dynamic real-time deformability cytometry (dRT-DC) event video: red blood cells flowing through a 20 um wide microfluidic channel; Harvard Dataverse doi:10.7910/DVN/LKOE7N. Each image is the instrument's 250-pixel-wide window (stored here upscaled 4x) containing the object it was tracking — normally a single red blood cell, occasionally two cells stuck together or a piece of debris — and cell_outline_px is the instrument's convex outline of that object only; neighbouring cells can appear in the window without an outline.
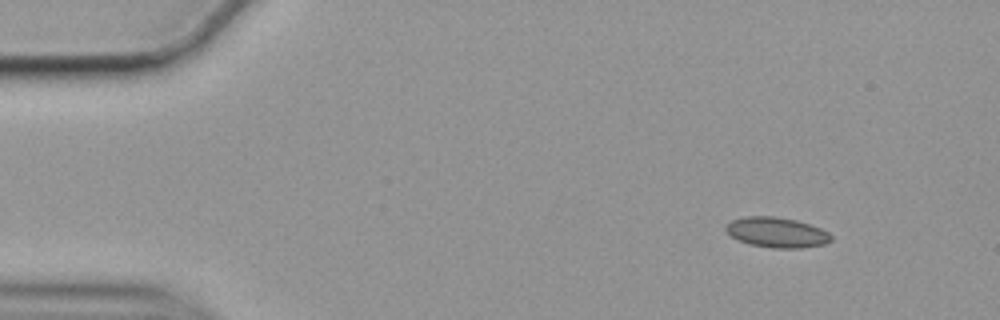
{"species": "common noctule bat (a hibernating species)", "species_latin": "Nyctalus noctula", "temperature_condition": "cold", "stored_images_in_passage": 51, "camera_frame_rate_fps": 3000, "um_per_image_px": 0.085, "animal": {"sex": "female", "body_mass_g": 19.9}, "frame": {"image": 1, "passage_image": 1, "time_ms": 0.0, "image_size_px": [1000, 320], "cell_outline_px": [[832, 240], [824, 244], [800, 248], [772, 248], [748, 244], [732, 236], [724, 228], [732, 220], [744, 216], [776, 216], [796, 220], [820, 228], [828, 232], [832, 236]], "centroid_in_image_um": [66.03, 19.75], "position_along_channel_um": 19.0, "area_um2": 18.44}}
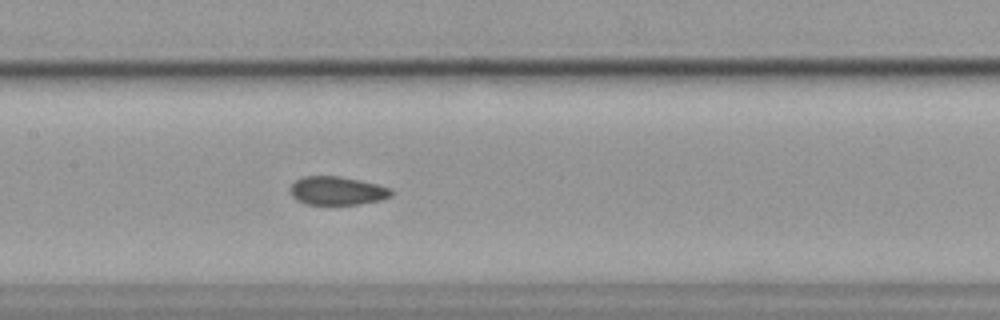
{"frame": {"image": 2, "passage_image": 22, "time_ms": 7.0, "image_size_px": [1000, 320], "cell_outline_px": [[392, 196], [380, 200], [360, 204], [308, 204], [296, 200], [292, 196], [288, 188], [296, 180], [304, 176], [340, 176], [360, 180], [392, 188]], "centroid_in_image_um": [28.65, 16.21], "position_along_channel_um": 178.8, "area_um2": 16.82}}
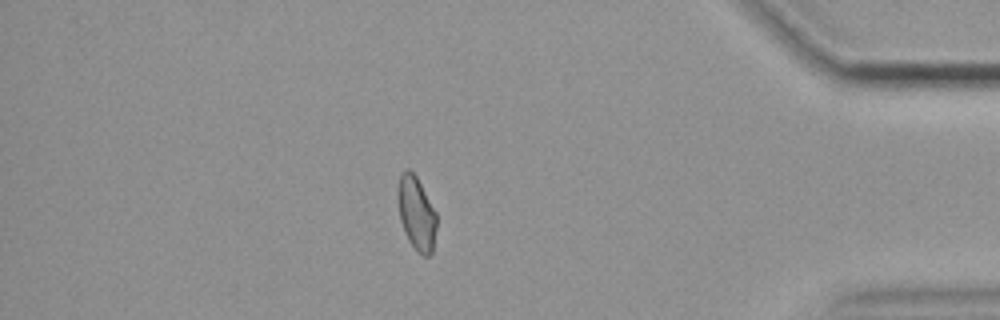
{"frame": {"image": 3, "passage_image": 44, "time_ms": 14.333, "image_size_px": [1000, 320], "cell_outline_px": [[436, 228], [432, 252], [428, 256], [424, 256], [416, 252], [408, 240], [404, 232], [400, 220], [396, 196], [396, 188], [400, 172], [404, 168], [408, 168], [416, 176], [436, 212]], "centroid_in_image_um": [35.35, 18.1], "position_along_channel_um": 399.9, "area_um2": 16.99}, "authors_computed_cell_mechanics": {"area_um2": 17.3978, "velocity_mm_per_s": 3.5224, "shape_relaxation_time_tau1_ms": null, "shape_relaxation_time_tau2_ms": 1.908, "deformation_change_tau1": null, "deformation_change_tau2": 0.0704}}